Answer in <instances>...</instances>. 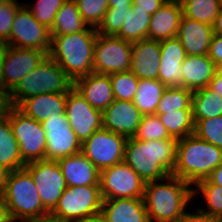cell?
<instances>
[{
  "label": "cell",
  "instance_id": "ab89813d",
  "mask_svg": "<svg viewBox=\"0 0 222 222\" xmlns=\"http://www.w3.org/2000/svg\"><path fill=\"white\" fill-rule=\"evenodd\" d=\"M80 15L89 25L97 29L108 9V0H75Z\"/></svg>",
  "mask_w": 222,
  "mask_h": 222
},
{
  "label": "cell",
  "instance_id": "30bf717a",
  "mask_svg": "<svg viewBox=\"0 0 222 222\" xmlns=\"http://www.w3.org/2000/svg\"><path fill=\"white\" fill-rule=\"evenodd\" d=\"M132 43L116 36L97 35L93 72L112 74L130 70Z\"/></svg>",
  "mask_w": 222,
  "mask_h": 222
},
{
  "label": "cell",
  "instance_id": "d4e9b609",
  "mask_svg": "<svg viewBox=\"0 0 222 222\" xmlns=\"http://www.w3.org/2000/svg\"><path fill=\"white\" fill-rule=\"evenodd\" d=\"M67 93L38 94L24 99L17 107L27 116L42 123L49 116L65 115Z\"/></svg>",
  "mask_w": 222,
  "mask_h": 222
},
{
  "label": "cell",
  "instance_id": "74e56055",
  "mask_svg": "<svg viewBox=\"0 0 222 222\" xmlns=\"http://www.w3.org/2000/svg\"><path fill=\"white\" fill-rule=\"evenodd\" d=\"M194 134L222 150V115L209 119L194 120Z\"/></svg>",
  "mask_w": 222,
  "mask_h": 222
},
{
  "label": "cell",
  "instance_id": "b9f144b4",
  "mask_svg": "<svg viewBox=\"0 0 222 222\" xmlns=\"http://www.w3.org/2000/svg\"><path fill=\"white\" fill-rule=\"evenodd\" d=\"M22 5L17 0H0V39H10L15 14Z\"/></svg>",
  "mask_w": 222,
  "mask_h": 222
},
{
  "label": "cell",
  "instance_id": "c3c4849f",
  "mask_svg": "<svg viewBox=\"0 0 222 222\" xmlns=\"http://www.w3.org/2000/svg\"><path fill=\"white\" fill-rule=\"evenodd\" d=\"M208 88L222 97V78L215 75L210 81Z\"/></svg>",
  "mask_w": 222,
  "mask_h": 222
},
{
  "label": "cell",
  "instance_id": "816d5d0a",
  "mask_svg": "<svg viewBox=\"0 0 222 222\" xmlns=\"http://www.w3.org/2000/svg\"><path fill=\"white\" fill-rule=\"evenodd\" d=\"M22 222H65V221H62V220L54 217L53 215L48 214V215H45V216H42L39 218L28 219V220H25Z\"/></svg>",
  "mask_w": 222,
  "mask_h": 222
},
{
  "label": "cell",
  "instance_id": "7c38bea8",
  "mask_svg": "<svg viewBox=\"0 0 222 222\" xmlns=\"http://www.w3.org/2000/svg\"><path fill=\"white\" fill-rule=\"evenodd\" d=\"M24 168L36 185L43 207L51 213L67 188L58 162L40 160L27 163Z\"/></svg>",
  "mask_w": 222,
  "mask_h": 222
},
{
  "label": "cell",
  "instance_id": "9a60e30c",
  "mask_svg": "<svg viewBox=\"0 0 222 222\" xmlns=\"http://www.w3.org/2000/svg\"><path fill=\"white\" fill-rule=\"evenodd\" d=\"M65 115L81 144L103 128L102 111L93 108L74 88L67 93Z\"/></svg>",
  "mask_w": 222,
  "mask_h": 222
},
{
  "label": "cell",
  "instance_id": "60d3db41",
  "mask_svg": "<svg viewBox=\"0 0 222 222\" xmlns=\"http://www.w3.org/2000/svg\"><path fill=\"white\" fill-rule=\"evenodd\" d=\"M130 8L132 7H108L102 23L96 29L97 33L104 36H116Z\"/></svg>",
  "mask_w": 222,
  "mask_h": 222
},
{
  "label": "cell",
  "instance_id": "6f0895ef",
  "mask_svg": "<svg viewBox=\"0 0 222 222\" xmlns=\"http://www.w3.org/2000/svg\"><path fill=\"white\" fill-rule=\"evenodd\" d=\"M215 75L217 76V77H220V78H222V63H219V64H216L215 65Z\"/></svg>",
  "mask_w": 222,
  "mask_h": 222
},
{
  "label": "cell",
  "instance_id": "836d02e7",
  "mask_svg": "<svg viewBox=\"0 0 222 222\" xmlns=\"http://www.w3.org/2000/svg\"><path fill=\"white\" fill-rule=\"evenodd\" d=\"M195 187V188H194ZM193 187V199L200 195L206 201L207 206L204 209L199 208L201 211L207 213L209 216L222 221V187L211 183L208 179L199 181ZM200 191V192H199Z\"/></svg>",
  "mask_w": 222,
  "mask_h": 222
},
{
  "label": "cell",
  "instance_id": "681fc988",
  "mask_svg": "<svg viewBox=\"0 0 222 222\" xmlns=\"http://www.w3.org/2000/svg\"><path fill=\"white\" fill-rule=\"evenodd\" d=\"M10 171L0 164V196L3 194Z\"/></svg>",
  "mask_w": 222,
  "mask_h": 222
},
{
  "label": "cell",
  "instance_id": "4316f807",
  "mask_svg": "<svg viewBox=\"0 0 222 222\" xmlns=\"http://www.w3.org/2000/svg\"><path fill=\"white\" fill-rule=\"evenodd\" d=\"M88 29V24L80 15L76 1L66 0L58 10L49 31L50 36H56L78 33Z\"/></svg>",
  "mask_w": 222,
  "mask_h": 222
},
{
  "label": "cell",
  "instance_id": "277c9868",
  "mask_svg": "<svg viewBox=\"0 0 222 222\" xmlns=\"http://www.w3.org/2000/svg\"><path fill=\"white\" fill-rule=\"evenodd\" d=\"M220 164H222V150L191 134L178 139L172 175L192 186L207 179Z\"/></svg>",
  "mask_w": 222,
  "mask_h": 222
},
{
  "label": "cell",
  "instance_id": "8fae6325",
  "mask_svg": "<svg viewBox=\"0 0 222 222\" xmlns=\"http://www.w3.org/2000/svg\"><path fill=\"white\" fill-rule=\"evenodd\" d=\"M145 182L124 161L100 171L103 200L143 198Z\"/></svg>",
  "mask_w": 222,
  "mask_h": 222
},
{
  "label": "cell",
  "instance_id": "f6af8a7d",
  "mask_svg": "<svg viewBox=\"0 0 222 222\" xmlns=\"http://www.w3.org/2000/svg\"><path fill=\"white\" fill-rule=\"evenodd\" d=\"M208 56L215 65L222 63V35L213 34L209 46Z\"/></svg>",
  "mask_w": 222,
  "mask_h": 222
},
{
  "label": "cell",
  "instance_id": "4dcf8cb0",
  "mask_svg": "<svg viewBox=\"0 0 222 222\" xmlns=\"http://www.w3.org/2000/svg\"><path fill=\"white\" fill-rule=\"evenodd\" d=\"M161 123L166 127L172 138L181 139L194 134L195 122L193 119V109H180L166 111L164 114H156Z\"/></svg>",
  "mask_w": 222,
  "mask_h": 222
},
{
  "label": "cell",
  "instance_id": "7dc6e473",
  "mask_svg": "<svg viewBox=\"0 0 222 222\" xmlns=\"http://www.w3.org/2000/svg\"><path fill=\"white\" fill-rule=\"evenodd\" d=\"M211 183L222 187V164L214 169L207 178Z\"/></svg>",
  "mask_w": 222,
  "mask_h": 222
},
{
  "label": "cell",
  "instance_id": "d590c367",
  "mask_svg": "<svg viewBox=\"0 0 222 222\" xmlns=\"http://www.w3.org/2000/svg\"><path fill=\"white\" fill-rule=\"evenodd\" d=\"M114 99L132 101L138 88L139 79L129 70L109 74Z\"/></svg>",
  "mask_w": 222,
  "mask_h": 222
},
{
  "label": "cell",
  "instance_id": "4fadbf2b",
  "mask_svg": "<svg viewBox=\"0 0 222 222\" xmlns=\"http://www.w3.org/2000/svg\"><path fill=\"white\" fill-rule=\"evenodd\" d=\"M41 124L46 134L45 160L58 161L81 152L82 144L66 115L49 116Z\"/></svg>",
  "mask_w": 222,
  "mask_h": 222
},
{
  "label": "cell",
  "instance_id": "f1b7e54d",
  "mask_svg": "<svg viewBox=\"0 0 222 222\" xmlns=\"http://www.w3.org/2000/svg\"><path fill=\"white\" fill-rule=\"evenodd\" d=\"M166 86L158 79H139L133 103L142 115L155 114Z\"/></svg>",
  "mask_w": 222,
  "mask_h": 222
},
{
  "label": "cell",
  "instance_id": "91938a15",
  "mask_svg": "<svg viewBox=\"0 0 222 222\" xmlns=\"http://www.w3.org/2000/svg\"><path fill=\"white\" fill-rule=\"evenodd\" d=\"M7 222H15V221H14L13 219L10 218Z\"/></svg>",
  "mask_w": 222,
  "mask_h": 222
},
{
  "label": "cell",
  "instance_id": "484cf974",
  "mask_svg": "<svg viewBox=\"0 0 222 222\" xmlns=\"http://www.w3.org/2000/svg\"><path fill=\"white\" fill-rule=\"evenodd\" d=\"M183 87L191 91L208 87L215 76V64L208 55H186L181 65Z\"/></svg>",
  "mask_w": 222,
  "mask_h": 222
},
{
  "label": "cell",
  "instance_id": "8d00e7d4",
  "mask_svg": "<svg viewBox=\"0 0 222 222\" xmlns=\"http://www.w3.org/2000/svg\"><path fill=\"white\" fill-rule=\"evenodd\" d=\"M135 139L142 141L171 139L166 127L156 114L143 115L134 135Z\"/></svg>",
  "mask_w": 222,
  "mask_h": 222
},
{
  "label": "cell",
  "instance_id": "7bdbcfd3",
  "mask_svg": "<svg viewBox=\"0 0 222 222\" xmlns=\"http://www.w3.org/2000/svg\"><path fill=\"white\" fill-rule=\"evenodd\" d=\"M167 0H133L132 9L146 11L153 15Z\"/></svg>",
  "mask_w": 222,
  "mask_h": 222
},
{
  "label": "cell",
  "instance_id": "f5cc1de1",
  "mask_svg": "<svg viewBox=\"0 0 222 222\" xmlns=\"http://www.w3.org/2000/svg\"><path fill=\"white\" fill-rule=\"evenodd\" d=\"M213 34L222 35V6L213 24Z\"/></svg>",
  "mask_w": 222,
  "mask_h": 222
},
{
  "label": "cell",
  "instance_id": "d6986e66",
  "mask_svg": "<svg viewBox=\"0 0 222 222\" xmlns=\"http://www.w3.org/2000/svg\"><path fill=\"white\" fill-rule=\"evenodd\" d=\"M160 59V41L144 39L132 42L130 71L138 79H158Z\"/></svg>",
  "mask_w": 222,
  "mask_h": 222
},
{
  "label": "cell",
  "instance_id": "7a4b0ae2",
  "mask_svg": "<svg viewBox=\"0 0 222 222\" xmlns=\"http://www.w3.org/2000/svg\"><path fill=\"white\" fill-rule=\"evenodd\" d=\"M192 198L193 186L172 174L145 182L143 200L150 222H176Z\"/></svg>",
  "mask_w": 222,
  "mask_h": 222
},
{
  "label": "cell",
  "instance_id": "f35d334b",
  "mask_svg": "<svg viewBox=\"0 0 222 222\" xmlns=\"http://www.w3.org/2000/svg\"><path fill=\"white\" fill-rule=\"evenodd\" d=\"M65 1L66 0H38L33 6L29 3L23 4L33 14L37 22L50 29L58 10L62 7Z\"/></svg>",
  "mask_w": 222,
  "mask_h": 222
},
{
  "label": "cell",
  "instance_id": "7402d4cb",
  "mask_svg": "<svg viewBox=\"0 0 222 222\" xmlns=\"http://www.w3.org/2000/svg\"><path fill=\"white\" fill-rule=\"evenodd\" d=\"M57 162L67 186H100L99 169L81 152Z\"/></svg>",
  "mask_w": 222,
  "mask_h": 222
},
{
  "label": "cell",
  "instance_id": "cb8c5ba5",
  "mask_svg": "<svg viewBox=\"0 0 222 222\" xmlns=\"http://www.w3.org/2000/svg\"><path fill=\"white\" fill-rule=\"evenodd\" d=\"M101 214L107 222H150L143 198L103 200Z\"/></svg>",
  "mask_w": 222,
  "mask_h": 222
},
{
  "label": "cell",
  "instance_id": "f546056e",
  "mask_svg": "<svg viewBox=\"0 0 222 222\" xmlns=\"http://www.w3.org/2000/svg\"><path fill=\"white\" fill-rule=\"evenodd\" d=\"M193 119L202 120L222 115V97L208 87L198 89L192 96Z\"/></svg>",
  "mask_w": 222,
  "mask_h": 222
},
{
  "label": "cell",
  "instance_id": "e0dca14e",
  "mask_svg": "<svg viewBox=\"0 0 222 222\" xmlns=\"http://www.w3.org/2000/svg\"><path fill=\"white\" fill-rule=\"evenodd\" d=\"M142 114L133 101L115 99L103 112V128L126 138L134 137Z\"/></svg>",
  "mask_w": 222,
  "mask_h": 222
},
{
  "label": "cell",
  "instance_id": "ee69618b",
  "mask_svg": "<svg viewBox=\"0 0 222 222\" xmlns=\"http://www.w3.org/2000/svg\"><path fill=\"white\" fill-rule=\"evenodd\" d=\"M195 211L196 214L185 211L176 222H219L218 219L209 216L198 207Z\"/></svg>",
  "mask_w": 222,
  "mask_h": 222
},
{
  "label": "cell",
  "instance_id": "db71d44e",
  "mask_svg": "<svg viewBox=\"0 0 222 222\" xmlns=\"http://www.w3.org/2000/svg\"><path fill=\"white\" fill-rule=\"evenodd\" d=\"M133 0H108V7H132Z\"/></svg>",
  "mask_w": 222,
  "mask_h": 222
},
{
  "label": "cell",
  "instance_id": "f907efd6",
  "mask_svg": "<svg viewBox=\"0 0 222 222\" xmlns=\"http://www.w3.org/2000/svg\"><path fill=\"white\" fill-rule=\"evenodd\" d=\"M10 47L11 46H10V43L8 40L0 39V67H1V63L4 61Z\"/></svg>",
  "mask_w": 222,
  "mask_h": 222
},
{
  "label": "cell",
  "instance_id": "1f68e13d",
  "mask_svg": "<svg viewBox=\"0 0 222 222\" xmlns=\"http://www.w3.org/2000/svg\"><path fill=\"white\" fill-rule=\"evenodd\" d=\"M150 20L151 15L146 11L133 10L130 8L122 24V28L116 37L131 43L148 39Z\"/></svg>",
  "mask_w": 222,
  "mask_h": 222
},
{
  "label": "cell",
  "instance_id": "680465c9",
  "mask_svg": "<svg viewBox=\"0 0 222 222\" xmlns=\"http://www.w3.org/2000/svg\"><path fill=\"white\" fill-rule=\"evenodd\" d=\"M168 1L177 2V3H182L184 0H168Z\"/></svg>",
  "mask_w": 222,
  "mask_h": 222
},
{
  "label": "cell",
  "instance_id": "5bb4252c",
  "mask_svg": "<svg viewBox=\"0 0 222 222\" xmlns=\"http://www.w3.org/2000/svg\"><path fill=\"white\" fill-rule=\"evenodd\" d=\"M8 41L10 46L16 48L37 49L47 53L51 48L49 29L37 22L24 4L15 14Z\"/></svg>",
  "mask_w": 222,
  "mask_h": 222
},
{
  "label": "cell",
  "instance_id": "5b68a950",
  "mask_svg": "<svg viewBox=\"0 0 222 222\" xmlns=\"http://www.w3.org/2000/svg\"><path fill=\"white\" fill-rule=\"evenodd\" d=\"M15 222L50 214L44 207L36 185L25 169L10 171L5 190L0 196Z\"/></svg>",
  "mask_w": 222,
  "mask_h": 222
},
{
  "label": "cell",
  "instance_id": "3957f363",
  "mask_svg": "<svg viewBox=\"0 0 222 222\" xmlns=\"http://www.w3.org/2000/svg\"><path fill=\"white\" fill-rule=\"evenodd\" d=\"M97 30L90 28L73 34L51 36L48 55L75 81L93 73Z\"/></svg>",
  "mask_w": 222,
  "mask_h": 222
},
{
  "label": "cell",
  "instance_id": "ac0fdd59",
  "mask_svg": "<svg viewBox=\"0 0 222 222\" xmlns=\"http://www.w3.org/2000/svg\"><path fill=\"white\" fill-rule=\"evenodd\" d=\"M161 59L158 80L166 87L182 86V62L186 57L185 50L177 37L160 41Z\"/></svg>",
  "mask_w": 222,
  "mask_h": 222
},
{
  "label": "cell",
  "instance_id": "6da1fadb",
  "mask_svg": "<svg viewBox=\"0 0 222 222\" xmlns=\"http://www.w3.org/2000/svg\"><path fill=\"white\" fill-rule=\"evenodd\" d=\"M178 140L142 141L127 138L124 162L136 172L144 182L161 180L172 174L176 162Z\"/></svg>",
  "mask_w": 222,
  "mask_h": 222
},
{
  "label": "cell",
  "instance_id": "9c48e42d",
  "mask_svg": "<svg viewBox=\"0 0 222 222\" xmlns=\"http://www.w3.org/2000/svg\"><path fill=\"white\" fill-rule=\"evenodd\" d=\"M126 141L125 136L102 128L82 143L81 153L101 171L123 162Z\"/></svg>",
  "mask_w": 222,
  "mask_h": 222
},
{
  "label": "cell",
  "instance_id": "9f6ffc18",
  "mask_svg": "<svg viewBox=\"0 0 222 222\" xmlns=\"http://www.w3.org/2000/svg\"><path fill=\"white\" fill-rule=\"evenodd\" d=\"M82 222H107V220L102 216V214H99L93 217H89Z\"/></svg>",
  "mask_w": 222,
  "mask_h": 222
},
{
  "label": "cell",
  "instance_id": "ffe728a7",
  "mask_svg": "<svg viewBox=\"0 0 222 222\" xmlns=\"http://www.w3.org/2000/svg\"><path fill=\"white\" fill-rule=\"evenodd\" d=\"M73 88L95 109L104 111L115 99L110 76L90 73L74 81Z\"/></svg>",
  "mask_w": 222,
  "mask_h": 222
},
{
  "label": "cell",
  "instance_id": "ba28073f",
  "mask_svg": "<svg viewBox=\"0 0 222 222\" xmlns=\"http://www.w3.org/2000/svg\"><path fill=\"white\" fill-rule=\"evenodd\" d=\"M20 154L25 164L45 160L46 134L42 124L12 106L8 116Z\"/></svg>",
  "mask_w": 222,
  "mask_h": 222
},
{
  "label": "cell",
  "instance_id": "bcb514c9",
  "mask_svg": "<svg viewBox=\"0 0 222 222\" xmlns=\"http://www.w3.org/2000/svg\"><path fill=\"white\" fill-rule=\"evenodd\" d=\"M11 107L10 94L0 84V119L8 116Z\"/></svg>",
  "mask_w": 222,
  "mask_h": 222
},
{
  "label": "cell",
  "instance_id": "2e32d148",
  "mask_svg": "<svg viewBox=\"0 0 222 222\" xmlns=\"http://www.w3.org/2000/svg\"><path fill=\"white\" fill-rule=\"evenodd\" d=\"M47 55L48 53L42 50L11 46L1 63L0 84L10 92L25 75L37 68Z\"/></svg>",
  "mask_w": 222,
  "mask_h": 222
},
{
  "label": "cell",
  "instance_id": "8992f818",
  "mask_svg": "<svg viewBox=\"0 0 222 222\" xmlns=\"http://www.w3.org/2000/svg\"><path fill=\"white\" fill-rule=\"evenodd\" d=\"M74 81L47 55L32 72L25 75L9 92L12 106L38 94L68 93Z\"/></svg>",
  "mask_w": 222,
  "mask_h": 222
},
{
  "label": "cell",
  "instance_id": "83f0119b",
  "mask_svg": "<svg viewBox=\"0 0 222 222\" xmlns=\"http://www.w3.org/2000/svg\"><path fill=\"white\" fill-rule=\"evenodd\" d=\"M0 164L9 171L19 170L26 165L8 117L0 119Z\"/></svg>",
  "mask_w": 222,
  "mask_h": 222
},
{
  "label": "cell",
  "instance_id": "d6a6232c",
  "mask_svg": "<svg viewBox=\"0 0 222 222\" xmlns=\"http://www.w3.org/2000/svg\"><path fill=\"white\" fill-rule=\"evenodd\" d=\"M184 16L213 26L221 8L220 0H184L181 3Z\"/></svg>",
  "mask_w": 222,
  "mask_h": 222
},
{
  "label": "cell",
  "instance_id": "e575fe53",
  "mask_svg": "<svg viewBox=\"0 0 222 222\" xmlns=\"http://www.w3.org/2000/svg\"><path fill=\"white\" fill-rule=\"evenodd\" d=\"M192 96L193 91L182 86L166 87L155 114H164L166 111L180 109H192Z\"/></svg>",
  "mask_w": 222,
  "mask_h": 222
},
{
  "label": "cell",
  "instance_id": "603a6c76",
  "mask_svg": "<svg viewBox=\"0 0 222 222\" xmlns=\"http://www.w3.org/2000/svg\"><path fill=\"white\" fill-rule=\"evenodd\" d=\"M182 15L181 3L166 1L151 15L148 39L162 41L177 37Z\"/></svg>",
  "mask_w": 222,
  "mask_h": 222
},
{
  "label": "cell",
  "instance_id": "11a10c76",
  "mask_svg": "<svg viewBox=\"0 0 222 222\" xmlns=\"http://www.w3.org/2000/svg\"><path fill=\"white\" fill-rule=\"evenodd\" d=\"M10 219L8 210L0 197V222H7Z\"/></svg>",
  "mask_w": 222,
  "mask_h": 222
},
{
  "label": "cell",
  "instance_id": "52a82bcc",
  "mask_svg": "<svg viewBox=\"0 0 222 222\" xmlns=\"http://www.w3.org/2000/svg\"><path fill=\"white\" fill-rule=\"evenodd\" d=\"M102 202L100 186H67L50 214L65 222H82L101 214Z\"/></svg>",
  "mask_w": 222,
  "mask_h": 222
},
{
  "label": "cell",
  "instance_id": "44dd1931",
  "mask_svg": "<svg viewBox=\"0 0 222 222\" xmlns=\"http://www.w3.org/2000/svg\"><path fill=\"white\" fill-rule=\"evenodd\" d=\"M212 36L213 26L182 15L177 38L186 55H208Z\"/></svg>",
  "mask_w": 222,
  "mask_h": 222
}]
</instances>
